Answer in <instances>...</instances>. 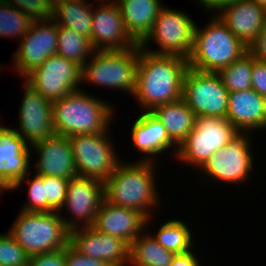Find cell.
Masks as SVG:
<instances>
[{"mask_svg": "<svg viewBox=\"0 0 266 266\" xmlns=\"http://www.w3.org/2000/svg\"><path fill=\"white\" fill-rule=\"evenodd\" d=\"M18 110L17 134L30 146L55 134L52 102L44 98L25 81Z\"/></svg>", "mask_w": 266, "mask_h": 266, "instance_id": "2e32d148", "label": "cell"}, {"mask_svg": "<svg viewBox=\"0 0 266 266\" xmlns=\"http://www.w3.org/2000/svg\"><path fill=\"white\" fill-rule=\"evenodd\" d=\"M165 6L160 9L153 29L139 46L150 53L188 60L192 54L196 22L187 12ZM151 41L159 48L152 49L149 46Z\"/></svg>", "mask_w": 266, "mask_h": 266, "instance_id": "ba28073f", "label": "cell"}, {"mask_svg": "<svg viewBox=\"0 0 266 266\" xmlns=\"http://www.w3.org/2000/svg\"><path fill=\"white\" fill-rule=\"evenodd\" d=\"M146 219L135 209L112 205L104 199L92 227L101 233L117 237L130 246L146 230Z\"/></svg>", "mask_w": 266, "mask_h": 266, "instance_id": "ffe728a7", "label": "cell"}, {"mask_svg": "<svg viewBox=\"0 0 266 266\" xmlns=\"http://www.w3.org/2000/svg\"><path fill=\"white\" fill-rule=\"evenodd\" d=\"M146 231L131 243L128 266H169L175 254L157 243L147 227Z\"/></svg>", "mask_w": 266, "mask_h": 266, "instance_id": "4316f807", "label": "cell"}, {"mask_svg": "<svg viewBox=\"0 0 266 266\" xmlns=\"http://www.w3.org/2000/svg\"><path fill=\"white\" fill-rule=\"evenodd\" d=\"M104 199L103 182L79 176L71 178L67 186L65 204L59 212L66 227L71 231L93 226L96 213ZM64 210L69 216H63Z\"/></svg>", "mask_w": 266, "mask_h": 266, "instance_id": "5bb4252c", "label": "cell"}, {"mask_svg": "<svg viewBox=\"0 0 266 266\" xmlns=\"http://www.w3.org/2000/svg\"><path fill=\"white\" fill-rule=\"evenodd\" d=\"M194 1V0H193ZM204 0H195V2L198 4H201Z\"/></svg>", "mask_w": 266, "mask_h": 266, "instance_id": "f6af8a7d", "label": "cell"}, {"mask_svg": "<svg viewBox=\"0 0 266 266\" xmlns=\"http://www.w3.org/2000/svg\"><path fill=\"white\" fill-rule=\"evenodd\" d=\"M131 125L129 135L132 145L136 151H139L138 153H142V157L135 161L156 163L160 155L164 153L166 156L169 151L171 153L174 151L170 157L176 158L178 146L169 138L164 125L151 111H142Z\"/></svg>", "mask_w": 266, "mask_h": 266, "instance_id": "e0dca14e", "label": "cell"}, {"mask_svg": "<svg viewBox=\"0 0 266 266\" xmlns=\"http://www.w3.org/2000/svg\"><path fill=\"white\" fill-rule=\"evenodd\" d=\"M17 215L8 232L29 256L58 251L69 244L70 230L59 212L20 211Z\"/></svg>", "mask_w": 266, "mask_h": 266, "instance_id": "5b68a950", "label": "cell"}, {"mask_svg": "<svg viewBox=\"0 0 266 266\" xmlns=\"http://www.w3.org/2000/svg\"><path fill=\"white\" fill-rule=\"evenodd\" d=\"M92 95L81 88L52 102L55 134L71 137L112 132L111 122L117 114L114 106Z\"/></svg>", "mask_w": 266, "mask_h": 266, "instance_id": "3957f363", "label": "cell"}, {"mask_svg": "<svg viewBox=\"0 0 266 266\" xmlns=\"http://www.w3.org/2000/svg\"><path fill=\"white\" fill-rule=\"evenodd\" d=\"M8 190L11 192L12 190L14 191V187L2 175H0V196L4 193V191Z\"/></svg>", "mask_w": 266, "mask_h": 266, "instance_id": "b9f144b4", "label": "cell"}, {"mask_svg": "<svg viewBox=\"0 0 266 266\" xmlns=\"http://www.w3.org/2000/svg\"><path fill=\"white\" fill-rule=\"evenodd\" d=\"M196 249L182 254H175L169 266H203Z\"/></svg>", "mask_w": 266, "mask_h": 266, "instance_id": "ab89813d", "label": "cell"}, {"mask_svg": "<svg viewBox=\"0 0 266 266\" xmlns=\"http://www.w3.org/2000/svg\"><path fill=\"white\" fill-rule=\"evenodd\" d=\"M23 80L44 98L54 102L81 89L82 67L54 54L28 73Z\"/></svg>", "mask_w": 266, "mask_h": 266, "instance_id": "7c38bea8", "label": "cell"}, {"mask_svg": "<svg viewBox=\"0 0 266 266\" xmlns=\"http://www.w3.org/2000/svg\"><path fill=\"white\" fill-rule=\"evenodd\" d=\"M248 51L256 60L266 62V24L255 40L249 45Z\"/></svg>", "mask_w": 266, "mask_h": 266, "instance_id": "f35d334b", "label": "cell"}, {"mask_svg": "<svg viewBox=\"0 0 266 266\" xmlns=\"http://www.w3.org/2000/svg\"><path fill=\"white\" fill-rule=\"evenodd\" d=\"M33 21L16 7L0 0V38L11 39L15 37L16 40L20 41L29 31Z\"/></svg>", "mask_w": 266, "mask_h": 266, "instance_id": "4dcf8cb0", "label": "cell"}, {"mask_svg": "<svg viewBox=\"0 0 266 266\" xmlns=\"http://www.w3.org/2000/svg\"><path fill=\"white\" fill-rule=\"evenodd\" d=\"M111 134L74 135L69 137L79 177L105 182L122 161L114 148Z\"/></svg>", "mask_w": 266, "mask_h": 266, "instance_id": "30bf717a", "label": "cell"}, {"mask_svg": "<svg viewBox=\"0 0 266 266\" xmlns=\"http://www.w3.org/2000/svg\"><path fill=\"white\" fill-rule=\"evenodd\" d=\"M139 45L123 51H94L82 67V84L91 83L133 95L136 89Z\"/></svg>", "mask_w": 266, "mask_h": 266, "instance_id": "8992f818", "label": "cell"}, {"mask_svg": "<svg viewBox=\"0 0 266 266\" xmlns=\"http://www.w3.org/2000/svg\"><path fill=\"white\" fill-rule=\"evenodd\" d=\"M194 31L193 49L188 65L200 72L218 73L248 51L217 14Z\"/></svg>", "mask_w": 266, "mask_h": 266, "instance_id": "277c9868", "label": "cell"}, {"mask_svg": "<svg viewBox=\"0 0 266 266\" xmlns=\"http://www.w3.org/2000/svg\"><path fill=\"white\" fill-rule=\"evenodd\" d=\"M156 164L123 160L104 182L105 200L112 205L139 211L147 218V228L152 225L151 222H155L152 221L153 211L159 210L163 201L156 183Z\"/></svg>", "mask_w": 266, "mask_h": 266, "instance_id": "7a4b0ae2", "label": "cell"}, {"mask_svg": "<svg viewBox=\"0 0 266 266\" xmlns=\"http://www.w3.org/2000/svg\"><path fill=\"white\" fill-rule=\"evenodd\" d=\"M32 156L31 146L15 128L0 123V175L13 187L32 171Z\"/></svg>", "mask_w": 266, "mask_h": 266, "instance_id": "7402d4cb", "label": "cell"}, {"mask_svg": "<svg viewBox=\"0 0 266 266\" xmlns=\"http://www.w3.org/2000/svg\"><path fill=\"white\" fill-rule=\"evenodd\" d=\"M29 255L7 233H0V266H28Z\"/></svg>", "mask_w": 266, "mask_h": 266, "instance_id": "d6a6232c", "label": "cell"}, {"mask_svg": "<svg viewBox=\"0 0 266 266\" xmlns=\"http://www.w3.org/2000/svg\"><path fill=\"white\" fill-rule=\"evenodd\" d=\"M255 60L253 55L247 51L239 59L218 72L228 92L245 91L252 88V67Z\"/></svg>", "mask_w": 266, "mask_h": 266, "instance_id": "f546056e", "label": "cell"}, {"mask_svg": "<svg viewBox=\"0 0 266 266\" xmlns=\"http://www.w3.org/2000/svg\"><path fill=\"white\" fill-rule=\"evenodd\" d=\"M48 1L51 3L52 6H54L56 3H59L63 0H48Z\"/></svg>", "mask_w": 266, "mask_h": 266, "instance_id": "ee69618b", "label": "cell"}, {"mask_svg": "<svg viewBox=\"0 0 266 266\" xmlns=\"http://www.w3.org/2000/svg\"><path fill=\"white\" fill-rule=\"evenodd\" d=\"M69 243L81 254L107 262L111 266H128L130 246L123 240L91 227L70 231Z\"/></svg>", "mask_w": 266, "mask_h": 266, "instance_id": "d6986e66", "label": "cell"}, {"mask_svg": "<svg viewBox=\"0 0 266 266\" xmlns=\"http://www.w3.org/2000/svg\"><path fill=\"white\" fill-rule=\"evenodd\" d=\"M70 179L62 177L43 176L45 199L48 202V212H60L66 201L67 186Z\"/></svg>", "mask_w": 266, "mask_h": 266, "instance_id": "836d02e7", "label": "cell"}, {"mask_svg": "<svg viewBox=\"0 0 266 266\" xmlns=\"http://www.w3.org/2000/svg\"><path fill=\"white\" fill-rule=\"evenodd\" d=\"M254 1L266 8V0H254Z\"/></svg>", "mask_w": 266, "mask_h": 266, "instance_id": "7bdbcfd3", "label": "cell"}, {"mask_svg": "<svg viewBox=\"0 0 266 266\" xmlns=\"http://www.w3.org/2000/svg\"><path fill=\"white\" fill-rule=\"evenodd\" d=\"M93 4L89 0H63L53 6L52 19L57 26L68 27L90 40Z\"/></svg>", "mask_w": 266, "mask_h": 266, "instance_id": "484cf974", "label": "cell"}, {"mask_svg": "<svg viewBox=\"0 0 266 266\" xmlns=\"http://www.w3.org/2000/svg\"><path fill=\"white\" fill-rule=\"evenodd\" d=\"M151 112L164 125L167 135L178 147L196 123V115L182 98L173 103L159 105Z\"/></svg>", "mask_w": 266, "mask_h": 266, "instance_id": "d4e9b609", "label": "cell"}, {"mask_svg": "<svg viewBox=\"0 0 266 266\" xmlns=\"http://www.w3.org/2000/svg\"><path fill=\"white\" fill-rule=\"evenodd\" d=\"M16 7L32 20H48L52 18L53 6L48 0H3Z\"/></svg>", "mask_w": 266, "mask_h": 266, "instance_id": "e575fe53", "label": "cell"}, {"mask_svg": "<svg viewBox=\"0 0 266 266\" xmlns=\"http://www.w3.org/2000/svg\"><path fill=\"white\" fill-rule=\"evenodd\" d=\"M186 223L182 219L170 218L162 223L159 229L156 228L157 233L155 230L151 235L164 249L174 254L189 252L195 248L193 239L196 237Z\"/></svg>", "mask_w": 266, "mask_h": 266, "instance_id": "83f0119b", "label": "cell"}, {"mask_svg": "<svg viewBox=\"0 0 266 266\" xmlns=\"http://www.w3.org/2000/svg\"><path fill=\"white\" fill-rule=\"evenodd\" d=\"M188 60L174 55H157L140 48L136 89L132 98L141 111L173 103L182 98L183 80Z\"/></svg>", "mask_w": 266, "mask_h": 266, "instance_id": "6da1fadb", "label": "cell"}, {"mask_svg": "<svg viewBox=\"0 0 266 266\" xmlns=\"http://www.w3.org/2000/svg\"><path fill=\"white\" fill-rule=\"evenodd\" d=\"M31 151L38 158L31 168L34 173L66 179L78 176L69 137L54 134L34 143Z\"/></svg>", "mask_w": 266, "mask_h": 266, "instance_id": "ac0fdd59", "label": "cell"}, {"mask_svg": "<svg viewBox=\"0 0 266 266\" xmlns=\"http://www.w3.org/2000/svg\"><path fill=\"white\" fill-rule=\"evenodd\" d=\"M93 4L90 43L95 51H123L139 45L128 33L115 2L96 0ZM99 1V2H98Z\"/></svg>", "mask_w": 266, "mask_h": 266, "instance_id": "9a60e30c", "label": "cell"}, {"mask_svg": "<svg viewBox=\"0 0 266 266\" xmlns=\"http://www.w3.org/2000/svg\"><path fill=\"white\" fill-rule=\"evenodd\" d=\"M58 46L56 54L83 67L95 51L87 37L74 30L57 26Z\"/></svg>", "mask_w": 266, "mask_h": 266, "instance_id": "f1b7e54d", "label": "cell"}, {"mask_svg": "<svg viewBox=\"0 0 266 266\" xmlns=\"http://www.w3.org/2000/svg\"><path fill=\"white\" fill-rule=\"evenodd\" d=\"M106 1H108V2H116L118 0H106Z\"/></svg>", "mask_w": 266, "mask_h": 266, "instance_id": "bcb514c9", "label": "cell"}, {"mask_svg": "<svg viewBox=\"0 0 266 266\" xmlns=\"http://www.w3.org/2000/svg\"><path fill=\"white\" fill-rule=\"evenodd\" d=\"M225 118L239 131L266 130V99L252 88L229 92L228 110Z\"/></svg>", "mask_w": 266, "mask_h": 266, "instance_id": "603a6c76", "label": "cell"}, {"mask_svg": "<svg viewBox=\"0 0 266 266\" xmlns=\"http://www.w3.org/2000/svg\"><path fill=\"white\" fill-rule=\"evenodd\" d=\"M4 68V66H2V64H0V70L3 71L2 69ZM0 71V72H1Z\"/></svg>", "mask_w": 266, "mask_h": 266, "instance_id": "7dc6e473", "label": "cell"}, {"mask_svg": "<svg viewBox=\"0 0 266 266\" xmlns=\"http://www.w3.org/2000/svg\"><path fill=\"white\" fill-rule=\"evenodd\" d=\"M12 55L15 74L24 78L39 67L51 55L56 54L58 46L57 24L51 18L33 21L29 31L19 41Z\"/></svg>", "mask_w": 266, "mask_h": 266, "instance_id": "4fadbf2b", "label": "cell"}, {"mask_svg": "<svg viewBox=\"0 0 266 266\" xmlns=\"http://www.w3.org/2000/svg\"><path fill=\"white\" fill-rule=\"evenodd\" d=\"M67 266H111L105 261L79 253L70 243L66 246Z\"/></svg>", "mask_w": 266, "mask_h": 266, "instance_id": "8d00e7d4", "label": "cell"}, {"mask_svg": "<svg viewBox=\"0 0 266 266\" xmlns=\"http://www.w3.org/2000/svg\"><path fill=\"white\" fill-rule=\"evenodd\" d=\"M33 173V175H31ZM32 178H30V176ZM27 182V201L21 206V211L47 213L48 202L45 199V185H43V175H38L34 172L28 173L15 186L14 190H19L20 186Z\"/></svg>", "mask_w": 266, "mask_h": 266, "instance_id": "1f68e13d", "label": "cell"}, {"mask_svg": "<svg viewBox=\"0 0 266 266\" xmlns=\"http://www.w3.org/2000/svg\"><path fill=\"white\" fill-rule=\"evenodd\" d=\"M252 89L266 99V62L258 60L253 62Z\"/></svg>", "mask_w": 266, "mask_h": 266, "instance_id": "74e56055", "label": "cell"}, {"mask_svg": "<svg viewBox=\"0 0 266 266\" xmlns=\"http://www.w3.org/2000/svg\"><path fill=\"white\" fill-rule=\"evenodd\" d=\"M217 15L246 47H249L266 24V8L254 0H235Z\"/></svg>", "mask_w": 266, "mask_h": 266, "instance_id": "44dd1931", "label": "cell"}, {"mask_svg": "<svg viewBox=\"0 0 266 266\" xmlns=\"http://www.w3.org/2000/svg\"><path fill=\"white\" fill-rule=\"evenodd\" d=\"M239 131L226 119L196 117V123L187 138L178 147L176 159L199 169L217 150H221Z\"/></svg>", "mask_w": 266, "mask_h": 266, "instance_id": "9c48e42d", "label": "cell"}, {"mask_svg": "<svg viewBox=\"0 0 266 266\" xmlns=\"http://www.w3.org/2000/svg\"><path fill=\"white\" fill-rule=\"evenodd\" d=\"M28 266H67L66 248L30 256Z\"/></svg>", "mask_w": 266, "mask_h": 266, "instance_id": "d590c367", "label": "cell"}, {"mask_svg": "<svg viewBox=\"0 0 266 266\" xmlns=\"http://www.w3.org/2000/svg\"><path fill=\"white\" fill-rule=\"evenodd\" d=\"M229 92L218 73L200 72L190 67L183 80L182 99L196 117L225 118Z\"/></svg>", "mask_w": 266, "mask_h": 266, "instance_id": "8fae6325", "label": "cell"}, {"mask_svg": "<svg viewBox=\"0 0 266 266\" xmlns=\"http://www.w3.org/2000/svg\"><path fill=\"white\" fill-rule=\"evenodd\" d=\"M235 0H204L200 7L202 6V10L207 12L208 14H217L222 8L234 2ZM209 11V12H208Z\"/></svg>", "mask_w": 266, "mask_h": 266, "instance_id": "60d3db41", "label": "cell"}, {"mask_svg": "<svg viewBox=\"0 0 266 266\" xmlns=\"http://www.w3.org/2000/svg\"><path fill=\"white\" fill-rule=\"evenodd\" d=\"M252 135L251 132H238L226 146L215 151L199 169L200 181L206 179L213 185L221 182L233 187L236 183L249 182L253 176L250 174L255 170Z\"/></svg>", "mask_w": 266, "mask_h": 266, "instance_id": "52a82bcc", "label": "cell"}, {"mask_svg": "<svg viewBox=\"0 0 266 266\" xmlns=\"http://www.w3.org/2000/svg\"><path fill=\"white\" fill-rule=\"evenodd\" d=\"M163 0H118L125 27L130 36L140 44L153 29Z\"/></svg>", "mask_w": 266, "mask_h": 266, "instance_id": "cb8c5ba5", "label": "cell"}]
</instances>
